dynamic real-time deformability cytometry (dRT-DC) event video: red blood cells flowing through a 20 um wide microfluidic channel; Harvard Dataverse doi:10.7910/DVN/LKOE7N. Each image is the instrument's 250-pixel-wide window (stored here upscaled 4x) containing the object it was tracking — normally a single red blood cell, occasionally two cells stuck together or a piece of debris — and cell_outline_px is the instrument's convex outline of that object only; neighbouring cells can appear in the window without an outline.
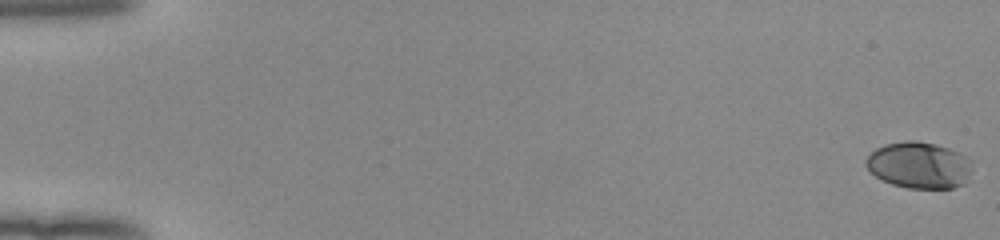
{"species": "human", "species_latin": "Homo sapiens", "temperature_condition": "room temperature", "stored_images_in_passage": 53, "camera_frame_rate_fps": 3000, "um_per_image_px": 0.085, "donor": {"sex": "female"}, "frame": {"image": 1, "passage_image": 1, "time_ms": 0.0, "image_size_px": [1000, 240], "cell_outline_px": [[972, 168], [964, 184], [952, 188], [908, 188], [892, 184], [876, 176], [864, 164], [864, 160], [876, 148], [884, 144], [908, 140], [916, 140], [936, 144], [948, 148], [964, 156]], "centroid_in_image_um": [78.08, 14.03], "position_along_channel_um": 6.9, "area_um2": 28.5}}
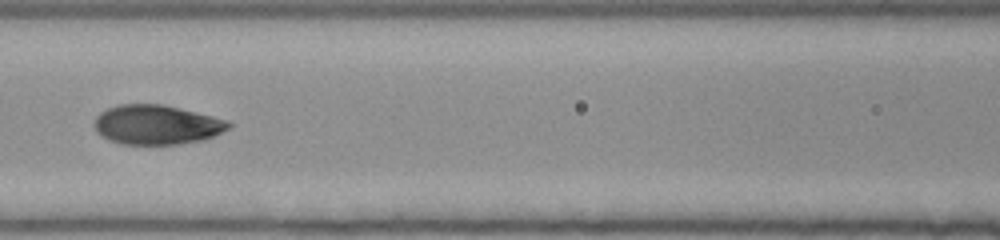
{"frame": {"image": 2, "passage_image": 26, "time_ms": 8.333, "image_size_px": [1000, 240], "cell_outline_px": [[232, 124], [228, 128], [204, 140], [180, 144], [120, 144], [108, 140], [100, 136], [96, 132], [92, 124], [96, 116], [100, 112], [108, 108], [120, 104], [160, 104], [196, 112], [228, 120]], "centroid_in_image_um": [13.25, 10.61], "position_along_channel_um": 153.3, "area_um2": 30.98}}
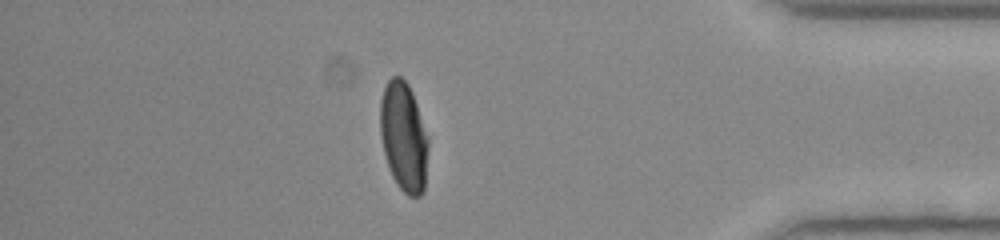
{"frame": {"image": 3, "passage_image": 47, "time_ms": 15.333, "image_size_px": [1000, 240], "cell_outline_px": [[428, 148], [424, 192], [420, 196], [408, 196], [396, 184], [392, 176], [384, 152], [380, 132], [380, 100], [384, 88], [388, 80], [392, 76], [400, 76], [408, 84], [412, 92], [428, 136]], "centroid_in_image_um": [34.31, 11.63], "position_along_channel_um": 400.9, "area_um2": 30.63}, "authors_computed_cell_mechanics": {"area_um2": 30.634, "velocity_mm_per_s": 3.9874, "shape_relaxation_time_tau1_ms": 4.0669, "shape_relaxation_time_tau2_ms": 0.7569, "deformation_change_tau1": 0.183, "deformation_change_tau2": 0.0479}}